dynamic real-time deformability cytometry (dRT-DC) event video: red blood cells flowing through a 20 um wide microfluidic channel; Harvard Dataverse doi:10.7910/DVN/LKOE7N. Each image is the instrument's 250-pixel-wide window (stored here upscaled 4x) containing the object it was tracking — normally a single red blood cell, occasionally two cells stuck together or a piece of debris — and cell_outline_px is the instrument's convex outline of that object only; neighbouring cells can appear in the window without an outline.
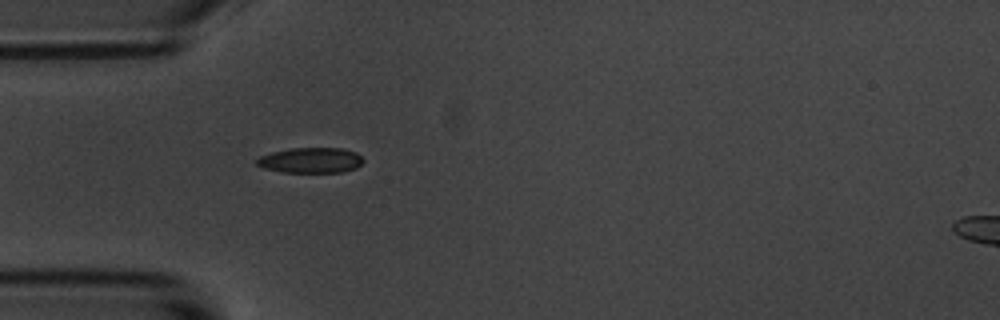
{"species": "common noctule bat (a hibernating species)", "species_latin": "Nyctalus noctula", "temperature_condition": "room temperature", "stored_images_in_passage": 2, "segment_of_instrument_passage": [1, 2], "camera_frame_rate_fps": 3000, "um_per_image_px": 0.085, "animal": {"sex": "male", "body_mass_g": 20.1, "forearm_length_mm": 53.5}, "frame": {"image": 1, "passage_image": 1, "time_ms": 0.0, "image_size_px": [1000, 320], "cell_outline_px": [[364, 160], [356, 168], [344, 172], [280, 172], [264, 168], [256, 164], [256, 160], [260, 156], [272, 152], [288, 148], [344, 148], [356, 152]], "centroid_in_image_um": [26.41, 13.62], "position_along_channel_um": 58.6, "area_um2": 15.84}}